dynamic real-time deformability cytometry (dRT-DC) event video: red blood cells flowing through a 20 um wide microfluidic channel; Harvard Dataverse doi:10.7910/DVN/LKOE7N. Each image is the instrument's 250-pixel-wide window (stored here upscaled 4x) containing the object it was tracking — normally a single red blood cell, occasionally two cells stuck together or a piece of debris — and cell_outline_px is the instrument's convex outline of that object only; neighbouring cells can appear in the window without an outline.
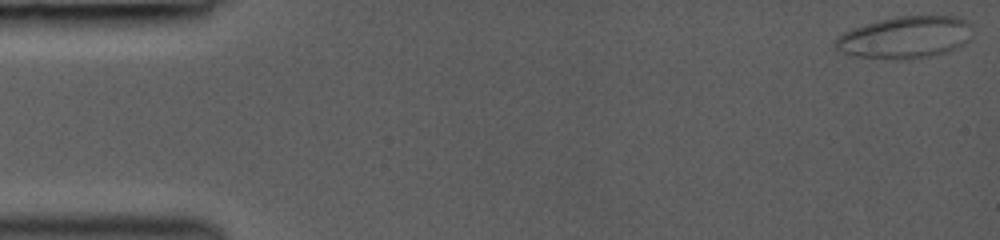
{"species": "common noctule bat (a hibernating species)", "species_latin": "Nyctalus noctula", "temperature_condition": "room temperature", "stored_images_in_passage": 48, "segment_of_instrument_passage": [1, 2], "camera_frame_rate_fps": 3000, "um_per_image_px": 0.085, "animal": {"sex": "female", "body_mass_g": 19.0, "forearm_length_mm": 53.3}, "frame": {"image": 1, "passage_image": 1, "time_ms": 0.0, "image_size_px": [1000, 240], "cell_outline_px": [[972, 40], [948, 52], [908, 60], [896, 60], [852, 56], [840, 52], [832, 44], [844, 32], [852, 28], [864, 24], [880, 20], [900, 16], [960, 16], [968, 20], [972, 24]], "centroid_in_image_um": [76.99, 3.18], "position_along_channel_um": 8.0, "area_um2": 34.22}}
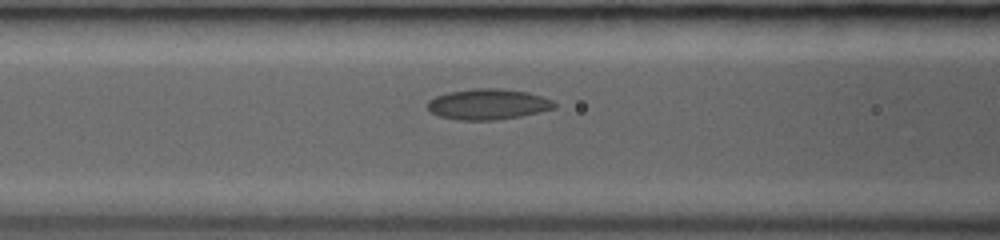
{"frame": {"image": 2, "passage_image": 20, "time_ms": 6.333, "image_size_px": [1000, 240], "cell_outline_px": [[556, 108], [540, 112], [520, 116], [496, 120], [456, 120], [440, 116], [432, 112], [428, 108], [428, 100], [436, 96], [448, 92], [472, 88], [500, 88], [528, 92], [552, 100], [556, 104]], "centroid_in_image_um": [41.49, 8.85], "position_along_channel_um": 125.1, "area_um2": 22.72}}
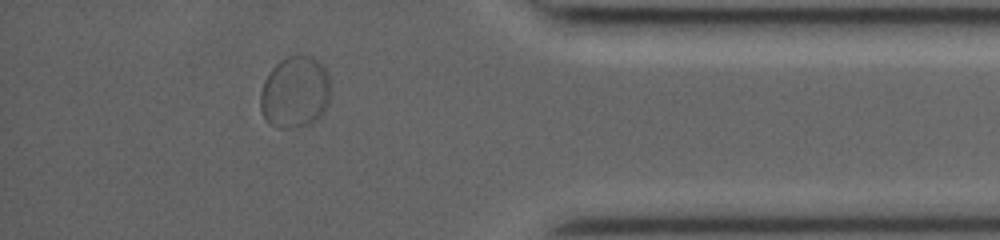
{"frame": {"image": 3, "passage_image": 42, "time_ms": 13.667, "image_size_px": [1000, 240], "cell_outline_px": [[328, 104], [324, 112], [316, 120], [308, 124], [288, 128], [280, 128], [268, 124], [264, 120], [260, 108], [260, 92], [264, 80], [268, 72], [280, 60], [288, 56], [312, 56], [324, 64], [328, 72]], "centroid_in_image_um": [25.05, 7.83], "position_along_channel_um": 410.2, "area_um2": 29.59}}